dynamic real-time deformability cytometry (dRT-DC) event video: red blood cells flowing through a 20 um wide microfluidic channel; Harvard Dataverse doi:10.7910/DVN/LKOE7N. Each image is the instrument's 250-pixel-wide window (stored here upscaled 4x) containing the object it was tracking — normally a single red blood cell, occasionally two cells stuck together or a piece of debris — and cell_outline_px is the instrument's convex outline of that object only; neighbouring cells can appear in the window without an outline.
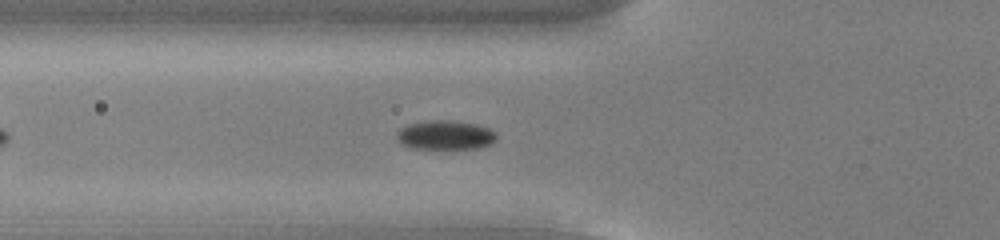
{"species": "common noctule bat (a hibernating species)", "species_latin": "Nyctalus noctula", "temperature_condition": "cold", "stored_images_in_passage": 40, "camera_frame_rate_fps": 3000, "um_per_image_px": 0.085, "animal": {"sex": "male", "body_mass_g": 13.0, "forearm_length_mm": 53.1}, "frame": {"image": 1, "passage_image": 11, "time_ms": 3.333, "image_size_px": [1000, 240], "cell_outline_px": [[496, 140], [492, 144], [476, 148], [408, 148], [400, 144], [396, 136], [396, 132], [400, 128], [408, 124], [432, 120], [448, 120], [476, 124], [488, 128], [496, 132]], "centroid_in_image_um": [37.83, 11.48], "position_along_channel_um": 88.0, "area_um2": 16.99}}
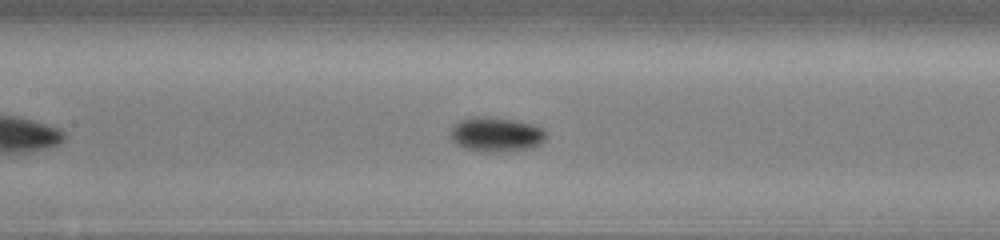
{"frame": {"image": 2, "passage_image": 17, "time_ms": 5.333, "image_size_px": [1000, 240], "cell_outline_px": [[544, 140], [540, 144], [532, 148], [500, 152], [480, 152], [464, 148], [456, 144], [452, 140], [452, 128], [460, 120], [468, 116], [480, 116], [512, 120], [532, 124], [540, 128], [544, 132]], "centroid_in_image_um": [42.14, 11.44], "position_along_channel_um": 165.3, "area_um2": 19.07}}
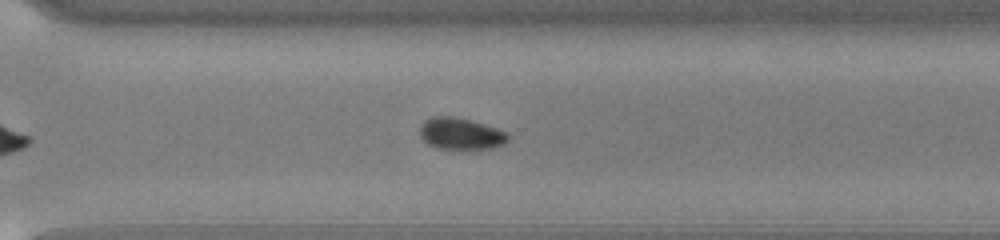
{"frame": {"image": 3, "passage_image": 30, "time_ms": 9.667, "image_size_px": [1000, 240], "cell_outline_px": [[508, 140], [504, 144], [492, 148], [460, 152], [436, 148], [428, 144], [420, 136], [420, 124], [424, 120], [432, 116], [452, 116], [472, 120], [508, 132]], "centroid_in_image_um": [39.15, 11.41], "position_along_channel_um": 331.4, "area_um2": 17.05}, "authors_computed_cell_mechanics": {"area_um2": 17.051, "velocity_mm_per_s": 3.8417, "shape_relaxation_time_tau1_ms": 1.5191, "shape_relaxation_time_tau2_ms": null, "deformation_change_tau1": 0.0752, "deformation_change_tau2": null}}